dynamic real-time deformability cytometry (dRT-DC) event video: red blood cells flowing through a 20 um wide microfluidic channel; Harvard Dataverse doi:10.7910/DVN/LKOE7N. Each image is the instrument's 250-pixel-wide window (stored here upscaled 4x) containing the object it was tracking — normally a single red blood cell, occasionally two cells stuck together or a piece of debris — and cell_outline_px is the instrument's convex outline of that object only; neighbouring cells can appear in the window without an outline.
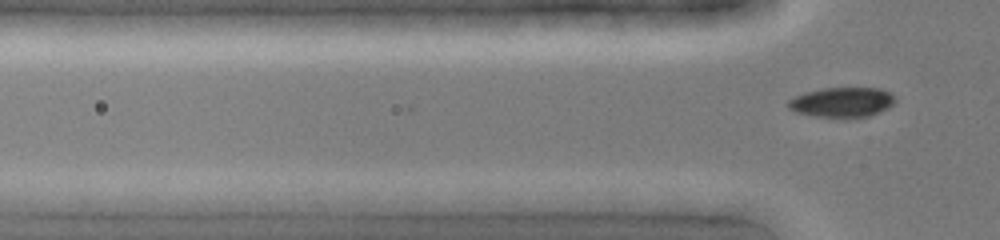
{"species": "common noctule bat (a hibernating species)", "species_latin": "Nyctalus noctula", "temperature_condition": "cold", "stored_images_in_passage": 3, "camera_frame_rate_fps": 3000, "um_per_image_px": 0.085, "animal": {"sex": "female", "body_mass_g": 19.0, "forearm_length_mm": 51.5}, "frame": {"image": 1, "passage_image": 3, "time_ms": 0.667, "image_size_px": [1000, 240], "cell_outline_px": [[896, 100], [888, 108], [880, 112], [868, 116], [812, 116], [796, 112], [788, 108], [784, 104], [788, 100], [804, 92], [820, 88], [880, 88], [888, 92]], "centroid_in_image_um": [71.51, 8.67], "position_along_channel_um": 54.3, "area_um2": 18.44}}